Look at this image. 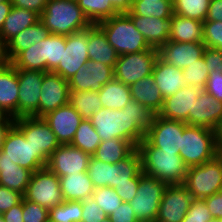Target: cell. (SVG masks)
<instances>
[{"label": "cell", "mask_w": 222, "mask_h": 222, "mask_svg": "<svg viewBox=\"0 0 222 222\" xmlns=\"http://www.w3.org/2000/svg\"><path fill=\"white\" fill-rule=\"evenodd\" d=\"M156 116V112L132 99L121 110L100 108L89 120L101 141L125 139L137 148L150 132Z\"/></svg>", "instance_id": "1"}, {"label": "cell", "mask_w": 222, "mask_h": 222, "mask_svg": "<svg viewBox=\"0 0 222 222\" xmlns=\"http://www.w3.org/2000/svg\"><path fill=\"white\" fill-rule=\"evenodd\" d=\"M141 155L142 172L157 178L168 185L183 184L188 167L185 165L179 152H161L146 138L137 146Z\"/></svg>", "instance_id": "2"}, {"label": "cell", "mask_w": 222, "mask_h": 222, "mask_svg": "<svg viewBox=\"0 0 222 222\" xmlns=\"http://www.w3.org/2000/svg\"><path fill=\"white\" fill-rule=\"evenodd\" d=\"M66 36L50 33L39 43L22 51L11 64L17 69L33 71H54L62 62Z\"/></svg>", "instance_id": "3"}, {"label": "cell", "mask_w": 222, "mask_h": 222, "mask_svg": "<svg viewBox=\"0 0 222 222\" xmlns=\"http://www.w3.org/2000/svg\"><path fill=\"white\" fill-rule=\"evenodd\" d=\"M40 21L49 33L65 36L83 31L91 25L76 0H49Z\"/></svg>", "instance_id": "4"}, {"label": "cell", "mask_w": 222, "mask_h": 222, "mask_svg": "<svg viewBox=\"0 0 222 222\" xmlns=\"http://www.w3.org/2000/svg\"><path fill=\"white\" fill-rule=\"evenodd\" d=\"M97 25L104 31L108 43L118 55L142 52L152 48L127 14L112 16Z\"/></svg>", "instance_id": "5"}, {"label": "cell", "mask_w": 222, "mask_h": 222, "mask_svg": "<svg viewBox=\"0 0 222 222\" xmlns=\"http://www.w3.org/2000/svg\"><path fill=\"white\" fill-rule=\"evenodd\" d=\"M218 154L213 129L191 125L184 128L179 155L188 168L202 165Z\"/></svg>", "instance_id": "6"}, {"label": "cell", "mask_w": 222, "mask_h": 222, "mask_svg": "<svg viewBox=\"0 0 222 222\" xmlns=\"http://www.w3.org/2000/svg\"><path fill=\"white\" fill-rule=\"evenodd\" d=\"M183 185L193 199H205L222 191V155L202 165L189 167Z\"/></svg>", "instance_id": "7"}, {"label": "cell", "mask_w": 222, "mask_h": 222, "mask_svg": "<svg viewBox=\"0 0 222 222\" xmlns=\"http://www.w3.org/2000/svg\"><path fill=\"white\" fill-rule=\"evenodd\" d=\"M167 186L166 182L140 172L137 194L129 202L139 222H155Z\"/></svg>", "instance_id": "8"}, {"label": "cell", "mask_w": 222, "mask_h": 222, "mask_svg": "<svg viewBox=\"0 0 222 222\" xmlns=\"http://www.w3.org/2000/svg\"><path fill=\"white\" fill-rule=\"evenodd\" d=\"M14 125L37 151V157L47 164L50 155L61 145L43 117H21Z\"/></svg>", "instance_id": "9"}, {"label": "cell", "mask_w": 222, "mask_h": 222, "mask_svg": "<svg viewBox=\"0 0 222 222\" xmlns=\"http://www.w3.org/2000/svg\"><path fill=\"white\" fill-rule=\"evenodd\" d=\"M158 59V49L150 48L142 52L118 56L114 67V79L131 85L150 76Z\"/></svg>", "instance_id": "10"}, {"label": "cell", "mask_w": 222, "mask_h": 222, "mask_svg": "<svg viewBox=\"0 0 222 222\" xmlns=\"http://www.w3.org/2000/svg\"><path fill=\"white\" fill-rule=\"evenodd\" d=\"M23 198L47 209L61 204L64 199L59 177L47 167L33 172Z\"/></svg>", "instance_id": "11"}, {"label": "cell", "mask_w": 222, "mask_h": 222, "mask_svg": "<svg viewBox=\"0 0 222 222\" xmlns=\"http://www.w3.org/2000/svg\"><path fill=\"white\" fill-rule=\"evenodd\" d=\"M0 158H8L14 164L32 173L46 167V164L37 157V151L15 125L10 128L5 137L0 149Z\"/></svg>", "instance_id": "12"}, {"label": "cell", "mask_w": 222, "mask_h": 222, "mask_svg": "<svg viewBox=\"0 0 222 222\" xmlns=\"http://www.w3.org/2000/svg\"><path fill=\"white\" fill-rule=\"evenodd\" d=\"M44 71L17 69L19 85L18 118L38 117Z\"/></svg>", "instance_id": "13"}, {"label": "cell", "mask_w": 222, "mask_h": 222, "mask_svg": "<svg viewBox=\"0 0 222 222\" xmlns=\"http://www.w3.org/2000/svg\"><path fill=\"white\" fill-rule=\"evenodd\" d=\"M91 155L71 144H61L49 157L46 167L62 177L87 172Z\"/></svg>", "instance_id": "14"}, {"label": "cell", "mask_w": 222, "mask_h": 222, "mask_svg": "<svg viewBox=\"0 0 222 222\" xmlns=\"http://www.w3.org/2000/svg\"><path fill=\"white\" fill-rule=\"evenodd\" d=\"M89 60L87 48V29L66 36V47L63 49L62 62L53 71L67 81L86 65Z\"/></svg>", "instance_id": "15"}, {"label": "cell", "mask_w": 222, "mask_h": 222, "mask_svg": "<svg viewBox=\"0 0 222 222\" xmlns=\"http://www.w3.org/2000/svg\"><path fill=\"white\" fill-rule=\"evenodd\" d=\"M192 201L193 197L183 184L168 185L155 222H181Z\"/></svg>", "instance_id": "16"}, {"label": "cell", "mask_w": 222, "mask_h": 222, "mask_svg": "<svg viewBox=\"0 0 222 222\" xmlns=\"http://www.w3.org/2000/svg\"><path fill=\"white\" fill-rule=\"evenodd\" d=\"M68 81L53 71L45 72L41 86L38 117L69 103Z\"/></svg>", "instance_id": "17"}, {"label": "cell", "mask_w": 222, "mask_h": 222, "mask_svg": "<svg viewBox=\"0 0 222 222\" xmlns=\"http://www.w3.org/2000/svg\"><path fill=\"white\" fill-rule=\"evenodd\" d=\"M187 124L163 118L157 114L150 132L145 138L161 152H179L181 149V138Z\"/></svg>", "instance_id": "18"}, {"label": "cell", "mask_w": 222, "mask_h": 222, "mask_svg": "<svg viewBox=\"0 0 222 222\" xmlns=\"http://www.w3.org/2000/svg\"><path fill=\"white\" fill-rule=\"evenodd\" d=\"M114 79V68L103 63L88 60L68 80L70 91L99 92L107 82Z\"/></svg>", "instance_id": "19"}, {"label": "cell", "mask_w": 222, "mask_h": 222, "mask_svg": "<svg viewBox=\"0 0 222 222\" xmlns=\"http://www.w3.org/2000/svg\"><path fill=\"white\" fill-rule=\"evenodd\" d=\"M201 88L194 85H185L177 93L164 99L159 116L176 121H183L188 125L189 113H193V106Z\"/></svg>", "instance_id": "20"}, {"label": "cell", "mask_w": 222, "mask_h": 222, "mask_svg": "<svg viewBox=\"0 0 222 222\" xmlns=\"http://www.w3.org/2000/svg\"><path fill=\"white\" fill-rule=\"evenodd\" d=\"M43 119L49 124L60 144H71L83 120L70 103L48 112Z\"/></svg>", "instance_id": "21"}, {"label": "cell", "mask_w": 222, "mask_h": 222, "mask_svg": "<svg viewBox=\"0 0 222 222\" xmlns=\"http://www.w3.org/2000/svg\"><path fill=\"white\" fill-rule=\"evenodd\" d=\"M205 49L203 43L167 41L158 48V57L170 65L184 69L203 57Z\"/></svg>", "instance_id": "22"}, {"label": "cell", "mask_w": 222, "mask_h": 222, "mask_svg": "<svg viewBox=\"0 0 222 222\" xmlns=\"http://www.w3.org/2000/svg\"><path fill=\"white\" fill-rule=\"evenodd\" d=\"M222 119V102L202 90L189 113L188 125L214 129Z\"/></svg>", "instance_id": "23"}, {"label": "cell", "mask_w": 222, "mask_h": 222, "mask_svg": "<svg viewBox=\"0 0 222 222\" xmlns=\"http://www.w3.org/2000/svg\"><path fill=\"white\" fill-rule=\"evenodd\" d=\"M18 98L17 68L5 62L0 67V108L14 120L18 118Z\"/></svg>", "instance_id": "24"}, {"label": "cell", "mask_w": 222, "mask_h": 222, "mask_svg": "<svg viewBox=\"0 0 222 222\" xmlns=\"http://www.w3.org/2000/svg\"><path fill=\"white\" fill-rule=\"evenodd\" d=\"M87 48L89 60L115 67L119 55L97 24H91L87 28Z\"/></svg>", "instance_id": "25"}, {"label": "cell", "mask_w": 222, "mask_h": 222, "mask_svg": "<svg viewBox=\"0 0 222 222\" xmlns=\"http://www.w3.org/2000/svg\"><path fill=\"white\" fill-rule=\"evenodd\" d=\"M136 29L144 36L147 43L153 48L164 45L170 37L171 18L129 16Z\"/></svg>", "instance_id": "26"}, {"label": "cell", "mask_w": 222, "mask_h": 222, "mask_svg": "<svg viewBox=\"0 0 222 222\" xmlns=\"http://www.w3.org/2000/svg\"><path fill=\"white\" fill-rule=\"evenodd\" d=\"M49 34V31L40 20L34 25L25 28L4 45V57L6 62L11 63L22 51L27 50L35 43H39Z\"/></svg>", "instance_id": "27"}, {"label": "cell", "mask_w": 222, "mask_h": 222, "mask_svg": "<svg viewBox=\"0 0 222 222\" xmlns=\"http://www.w3.org/2000/svg\"><path fill=\"white\" fill-rule=\"evenodd\" d=\"M152 75L164 99L177 93L186 85L182 69L162 61L159 57L154 65Z\"/></svg>", "instance_id": "28"}, {"label": "cell", "mask_w": 222, "mask_h": 222, "mask_svg": "<svg viewBox=\"0 0 222 222\" xmlns=\"http://www.w3.org/2000/svg\"><path fill=\"white\" fill-rule=\"evenodd\" d=\"M64 201H83L91 198L94 186L87 172L59 177Z\"/></svg>", "instance_id": "29"}, {"label": "cell", "mask_w": 222, "mask_h": 222, "mask_svg": "<svg viewBox=\"0 0 222 222\" xmlns=\"http://www.w3.org/2000/svg\"><path fill=\"white\" fill-rule=\"evenodd\" d=\"M40 20V16L27 9L12 6L3 28L0 31V41L4 46L11 38Z\"/></svg>", "instance_id": "30"}, {"label": "cell", "mask_w": 222, "mask_h": 222, "mask_svg": "<svg viewBox=\"0 0 222 222\" xmlns=\"http://www.w3.org/2000/svg\"><path fill=\"white\" fill-rule=\"evenodd\" d=\"M130 92L133 100L142 104L144 107L150 108L157 114L162 109L164 98L160 89L155 84L154 76L152 74L131 84Z\"/></svg>", "instance_id": "31"}, {"label": "cell", "mask_w": 222, "mask_h": 222, "mask_svg": "<svg viewBox=\"0 0 222 222\" xmlns=\"http://www.w3.org/2000/svg\"><path fill=\"white\" fill-rule=\"evenodd\" d=\"M168 41L203 43V22L173 13Z\"/></svg>", "instance_id": "32"}, {"label": "cell", "mask_w": 222, "mask_h": 222, "mask_svg": "<svg viewBox=\"0 0 222 222\" xmlns=\"http://www.w3.org/2000/svg\"><path fill=\"white\" fill-rule=\"evenodd\" d=\"M32 172L8 158H0V185L24 194Z\"/></svg>", "instance_id": "33"}, {"label": "cell", "mask_w": 222, "mask_h": 222, "mask_svg": "<svg viewBox=\"0 0 222 222\" xmlns=\"http://www.w3.org/2000/svg\"><path fill=\"white\" fill-rule=\"evenodd\" d=\"M98 93L102 108L121 110L132 100L130 86L116 79L107 82Z\"/></svg>", "instance_id": "34"}, {"label": "cell", "mask_w": 222, "mask_h": 222, "mask_svg": "<svg viewBox=\"0 0 222 222\" xmlns=\"http://www.w3.org/2000/svg\"><path fill=\"white\" fill-rule=\"evenodd\" d=\"M136 147L125 139L113 138L108 141H101L95 153V159L108 164H116L129 156Z\"/></svg>", "instance_id": "35"}, {"label": "cell", "mask_w": 222, "mask_h": 222, "mask_svg": "<svg viewBox=\"0 0 222 222\" xmlns=\"http://www.w3.org/2000/svg\"><path fill=\"white\" fill-rule=\"evenodd\" d=\"M142 171L141 155L136 148L129 156L112 164L111 188L124 183H131V178L136 177Z\"/></svg>", "instance_id": "36"}, {"label": "cell", "mask_w": 222, "mask_h": 222, "mask_svg": "<svg viewBox=\"0 0 222 222\" xmlns=\"http://www.w3.org/2000/svg\"><path fill=\"white\" fill-rule=\"evenodd\" d=\"M173 13L172 0H133L131 11L127 15L169 19Z\"/></svg>", "instance_id": "37"}, {"label": "cell", "mask_w": 222, "mask_h": 222, "mask_svg": "<svg viewBox=\"0 0 222 222\" xmlns=\"http://www.w3.org/2000/svg\"><path fill=\"white\" fill-rule=\"evenodd\" d=\"M69 103L86 120H89L96 111L102 108L99 93L91 90L70 91Z\"/></svg>", "instance_id": "38"}, {"label": "cell", "mask_w": 222, "mask_h": 222, "mask_svg": "<svg viewBox=\"0 0 222 222\" xmlns=\"http://www.w3.org/2000/svg\"><path fill=\"white\" fill-rule=\"evenodd\" d=\"M100 143V136L96 133L91 121L83 119L74 134L71 145L92 156Z\"/></svg>", "instance_id": "39"}, {"label": "cell", "mask_w": 222, "mask_h": 222, "mask_svg": "<svg viewBox=\"0 0 222 222\" xmlns=\"http://www.w3.org/2000/svg\"><path fill=\"white\" fill-rule=\"evenodd\" d=\"M77 2L91 24H97L118 15L109 0H77Z\"/></svg>", "instance_id": "40"}, {"label": "cell", "mask_w": 222, "mask_h": 222, "mask_svg": "<svg viewBox=\"0 0 222 222\" xmlns=\"http://www.w3.org/2000/svg\"><path fill=\"white\" fill-rule=\"evenodd\" d=\"M173 11L177 15L204 22L210 0H172Z\"/></svg>", "instance_id": "41"}, {"label": "cell", "mask_w": 222, "mask_h": 222, "mask_svg": "<svg viewBox=\"0 0 222 222\" xmlns=\"http://www.w3.org/2000/svg\"><path fill=\"white\" fill-rule=\"evenodd\" d=\"M82 201H63L49 209V220L53 222H81Z\"/></svg>", "instance_id": "42"}, {"label": "cell", "mask_w": 222, "mask_h": 222, "mask_svg": "<svg viewBox=\"0 0 222 222\" xmlns=\"http://www.w3.org/2000/svg\"><path fill=\"white\" fill-rule=\"evenodd\" d=\"M111 168L112 164L102 162L91 156L87 173L94 188L111 187Z\"/></svg>", "instance_id": "43"}, {"label": "cell", "mask_w": 222, "mask_h": 222, "mask_svg": "<svg viewBox=\"0 0 222 222\" xmlns=\"http://www.w3.org/2000/svg\"><path fill=\"white\" fill-rule=\"evenodd\" d=\"M182 74L186 85H194L204 90L209 77L204 57L199 58V60L182 69Z\"/></svg>", "instance_id": "44"}, {"label": "cell", "mask_w": 222, "mask_h": 222, "mask_svg": "<svg viewBox=\"0 0 222 222\" xmlns=\"http://www.w3.org/2000/svg\"><path fill=\"white\" fill-rule=\"evenodd\" d=\"M91 198L107 216L111 215L123 203L115 189L109 186L95 188Z\"/></svg>", "instance_id": "45"}, {"label": "cell", "mask_w": 222, "mask_h": 222, "mask_svg": "<svg viewBox=\"0 0 222 222\" xmlns=\"http://www.w3.org/2000/svg\"><path fill=\"white\" fill-rule=\"evenodd\" d=\"M203 44L208 48L222 50V21L203 22Z\"/></svg>", "instance_id": "46"}, {"label": "cell", "mask_w": 222, "mask_h": 222, "mask_svg": "<svg viewBox=\"0 0 222 222\" xmlns=\"http://www.w3.org/2000/svg\"><path fill=\"white\" fill-rule=\"evenodd\" d=\"M24 222H47L49 220V209L37 203L22 199Z\"/></svg>", "instance_id": "47"}, {"label": "cell", "mask_w": 222, "mask_h": 222, "mask_svg": "<svg viewBox=\"0 0 222 222\" xmlns=\"http://www.w3.org/2000/svg\"><path fill=\"white\" fill-rule=\"evenodd\" d=\"M213 219L205 201L193 199L184 219L181 222H210Z\"/></svg>", "instance_id": "48"}, {"label": "cell", "mask_w": 222, "mask_h": 222, "mask_svg": "<svg viewBox=\"0 0 222 222\" xmlns=\"http://www.w3.org/2000/svg\"><path fill=\"white\" fill-rule=\"evenodd\" d=\"M82 211L81 222H101L108 217L92 198L82 201Z\"/></svg>", "instance_id": "49"}, {"label": "cell", "mask_w": 222, "mask_h": 222, "mask_svg": "<svg viewBox=\"0 0 222 222\" xmlns=\"http://www.w3.org/2000/svg\"><path fill=\"white\" fill-rule=\"evenodd\" d=\"M22 199L23 194L20 192L0 185V214L19 204Z\"/></svg>", "instance_id": "50"}, {"label": "cell", "mask_w": 222, "mask_h": 222, "mask_svg": "<svg viewBox=\"0 0 222 222\" xmlns=\"http://www.w3.org/2000/svg\"><path fill=\"white\" fill-rule=\"evenodd\" d=\"M203 57L208 73H222V50L206 47Z\"/></svg>", "instance_id": "51"}, {"label": "cell", "mask_w": 222, "mask_h": 222, "mask_svg": "<svg viewBox=\"0 0 222 222\" xmlns=\"http://www.w3.org/2000/svg\"><path fill=\"white\" fill-rule=\"evenodd\" d=\"M140 181V173L131 178V183H124L117 185L114 189L116 194L121 198L123 202L129 203L137 194V188Z\"/></svg>", "instance_id": "52"}, {"label": "cell", "mask_w": 222, "mask_h": 222, "mask_svg": "<svg viewBox=\"0 0 222 222\" xmlns=\"http://www.w3.org/2000/svg\"><path fill=\"white\" fill-rule=\"evenodd\" d=\"M108 218L111 222H139L134 210L126 202H123Z\"/></svg>", "instance_id": "53"}, {"label": "cell", "mask_w": 222, "mask_h": 222, "mask_svg": "<svg viewBox=\"0 0 222 222\" xmlns=\"http://www.w3.org/2000/svg\"><path fill=\"white\" fill-rule=\"evenodd\" d=\"M204 90L212 97L222 102V73H209Z\"/></svg>", "instance_id": "54"}, {"label": "cell", "mask_w": 222, "mask_h": 222, "mask_svg": "<svg viewBox=\"0 0 222 222\" xmlns=\"http://www.w3.org/2000/svg\"><path fill=\"white\" fill-rule=\"evenodd\" d=\"M49 0H11L12 6L31 10L39 16L44 11Z\"/></svg>", "instance_id": "55"}, {"label": "cell", "mask_w": 222, "mask_h": 222, "mask_svg": "<svg viewBox=\"0 0 222 222\" xmlns=\"http://www.w3.org/2000/svg\"><path fill=\"white\" fill-rule=\"evenodd\" d=\"M213 218L222 217V191L203 199Z\"/></svg>", "instance_id": "56"}, {"label": "cell", "mask_w": 222, "mask_h": 222, "mask_svg": "<svg viewBox=\"0 0 222 222\" xmlns=\"http://www.w3.org/2000/svg\"><path fill=\"white\" fill-rule=\"evenodd\" d=\"M205 21H222V0H210Z\"/></svg>", "instance_id": "57"}, {"label": "cell", "mask_w": 222, "mask_h": 222, "mask_svg": "<svg viewBox=\"0 0 222 222\" xmlns=\"http://www.w3.org/2000/svg\"><path fill=\"white\" fill-rule=\"evenodd\" d=\"M2 216L5 222H24L22 201L19 204L13 206L7 212H4Z\"/></svg>", "instance_id": "58"}, {"label": "cell", "mask_w": 222, "mask_h": 222, "mask_svg": "<svg viewBox=\"0 0 222 222\" xmlns=\"http://www.w3.org/2000/svg\"><path fill=\"white\" fill-rule=\"evenodd\" d=\"M118 14H127L131 11L133 0H109Z\"/></svg>", "instance_id": "59"}, {"label": "cell", "mask_w": 222, "mask_h": 222, "mask_svg": "<svg viewBox=\"0 0 222 222\" xmlns=\"http://www.w3.org/2000/svg\"><path fill=\"white\" fill-rule=\"evenodd\" d=\"M14 125V119H0V149L5 140V137L10 130V128Z\"/></svg>", "instance_id": "60"}, {"label": "cell", "mask_w": 222, "mask_h": 222, "mask_svg": "<svg viewBox=\"0 0 222 222\" xmlns=\"http://www.w3.org/2000/svg\"><path fill=\"white\" fill-rule=\"evenodd\" d=\"M11 8H12L11 0H7L6 2L0 3V31L3 28V23L6 20Z\"/></svg>", "instance_id": "61"}, {"label": "cell", "mask_w": 222, "mask_h": 222, "mask_svg": "<svg viewBox=\"0 0 222 222\" xmlns=\"http://www.w3.org/2000/svg\"><path fill=\"white\" fill-rule=\"evenodd\" d=\"M214 130L215 142L218 153H222V119L217 123Z\"/></svg>", "instance_id": "62"}, {"label": "cell", "mask_w": 222, "mask_h": 222, "mask_svg": "<svg viewBox=\"0 0 222 222\" xmlns=\"http://www.w3.org/2000/svg\"><path fill=\"white\" fill-rule=\"evenodd\" d=\"M0 119H12L0 108Z\"/></svg>", "instance_id": "63"}, {"label": "cell", "mask_w": 222, "mask_h": 222, "mask_svg": "<svg viewBox=\"0 0 222 222\" xmlns=\"http://www.w3.org/2000/svg\"><path fill=\"white\" fill-rule=\"evenodd\" d=\"M0 58H5L4 57V46L2 45L1 41H0Z\"/></svg>", "instance_id": "64"}, {"label": "cell", "mask_w": 222, "mask_h": 222, "mask_svg": "<svg viewBox=\"0 0 222 222\" xmlns=\"http://www.w3.org/2000/svg\"><path fill=\"white\" fill-rule=\"evenodd\" d=\"M6 62L5 58H0V67Z\"/></svg>", "instance_id": "65"}, {"label": "cell", "mask_w": 222, "mask_h": 222, "mask_svg": "<svg viewBox=\"0 0 222 222\" xmlns=\"http://www.w3.org/2000/svg\"><path fill=\"white\" fill-rule=\"evenodd\" d=\"M210 222H221L219 218H213Z\"/></svg>", "instance_id": "66"}, {"label": "cell", "mask_w": 222, "mask_h": 222, "mask_svg": "<svg viewBox=\"0 0 222 222\" xmlns=\"http://www.w3.org/2000/svg\"><path fill=\"white\" fill-rule=\"evenodd\" d=\"M0 222H5L4 219H3L2 214H0Z\"/></svg>", "instance_id": "67"}, {"label": "cell", "mask_w": 222, "mask_h": 222, "mask_svg": "<svg viewBox=\"0 0 222 222\" xmlns=\"http://www.w3.org/2000/svg\"><path fill=\"white\" fill-rule=\"evenodd\" d=\"M101 222H111V221H110L109 218L107 217L105 220H103V221H101Z\"/></svg>", "instance_id": "68"}, {"label": "cell", "mask_w": 222, "mask_h": 222, "mask_svg": "<svg viewBox=\"0 0 222 222\" xmlns=\"http://www.w3.org/2000/svg\"><path fill=\"white\" fill-rule=\"evenodd\" d=\"M7 0H0V3L6 2Z\"/></svg>", "instance_id": "69"}]
</instances>
